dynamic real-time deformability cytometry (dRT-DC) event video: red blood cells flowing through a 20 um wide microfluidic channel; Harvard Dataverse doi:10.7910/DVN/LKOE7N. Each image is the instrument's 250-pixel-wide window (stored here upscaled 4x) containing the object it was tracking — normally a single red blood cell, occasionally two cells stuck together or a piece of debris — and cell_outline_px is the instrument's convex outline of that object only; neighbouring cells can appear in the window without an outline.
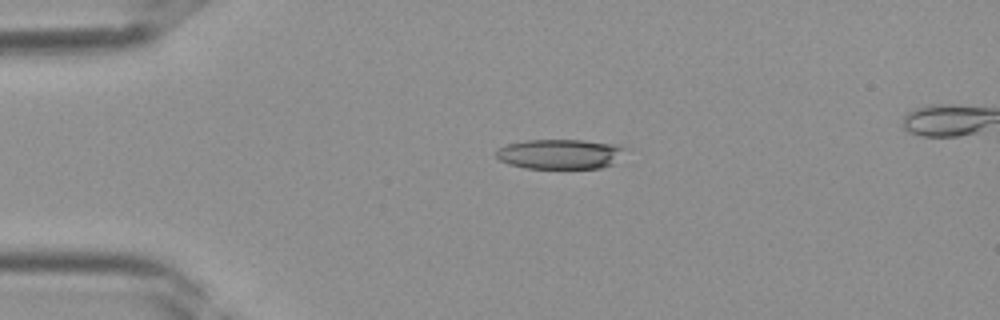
{"species": "Egyptian fruit bat (a non-hibernating species)", "species_latin": "Rousettus aegyptiacus", "temperature_condition": "room temperature", "stored_images_in_passage": 31, "camera_frame_rate_fps": 3000, "um_per_image_px": 0.085, "frame": {"image": 1, "passage_image": 1, "time_ms": 0.0, "image_size_px": [1000, 320], "cell_outline_px": [[628, 148], [616, 164], [600, 168], [524, 168], [508, 164], [500, 160], [496, 156], [496, 148], [508, 144], [524, 140], [580, 140], [612, 144]], "centroid_in_image_um": [47.62, 13.1], "position_along_channel_um": 37.4, "area_um2": 22.66}}
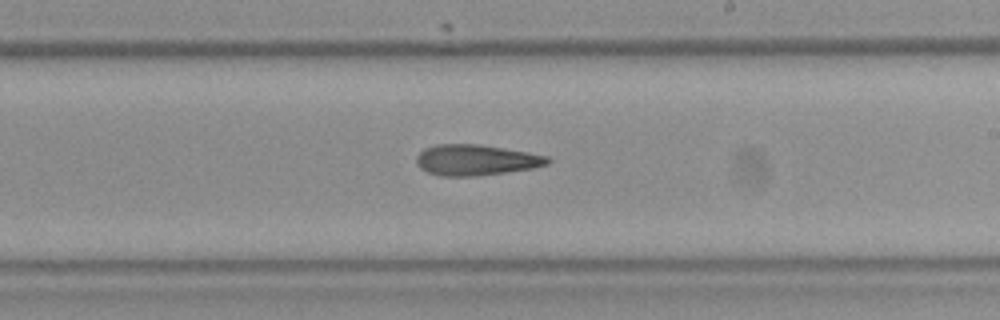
{"frame": {"image": 2, "passage_image": 15, "time_ms": 4.667, "image_size_px": [1000, 320], "cell_outline_px": [[552, 160], [548, 164], [532, 168], [476, 176], [440, 176], [428, 172], [420, 168], [416, 164], [416, 156], [424, 148], [436, 144], [476, 144], [528, 152], [548, 156]], "centroid_in_image_um": [40.43, 13.6], "position_along_channel_um": 248.6, "area_um2": 23.47}}
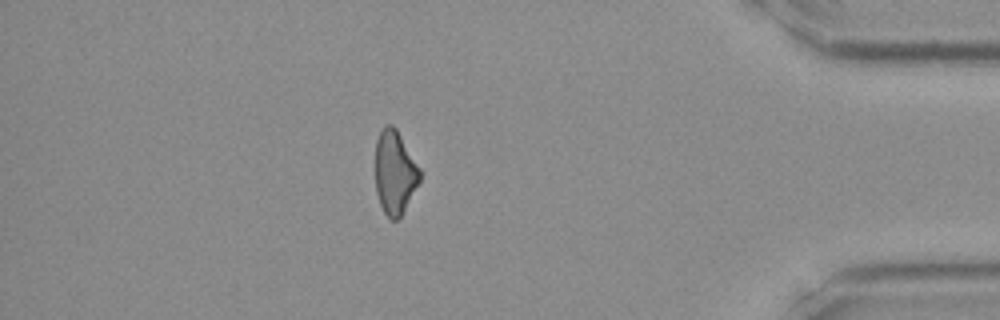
{"frame": {"image": 3, "passage_image": 26, "time_ms": 8.333, "image_size_px": [1000, 320], "cell_outline_px": [[420, 180], [400, 216], [396, 220], [388, 220], [380, 204], [376, 192], [376, 140], [384, 124], [392, 124], [396, 128], [420, 168]], "centroid_in_image_um": [33.54, 14.64], "position_along_channel_um": 401.7, "area_um2": 21.5}}